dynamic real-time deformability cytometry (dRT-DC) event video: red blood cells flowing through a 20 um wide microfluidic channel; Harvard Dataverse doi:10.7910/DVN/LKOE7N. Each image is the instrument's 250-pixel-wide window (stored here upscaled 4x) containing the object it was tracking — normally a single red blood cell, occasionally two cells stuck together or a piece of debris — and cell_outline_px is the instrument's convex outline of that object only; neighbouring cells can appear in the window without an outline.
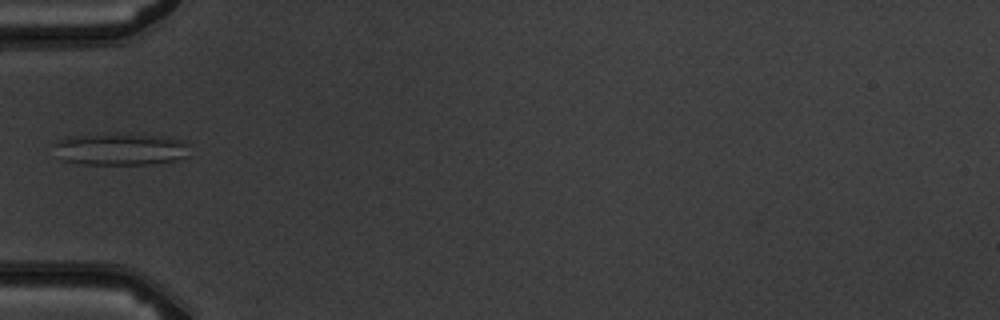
{"species": "common noctule bat (a hibernating species)", "species_latin": "Nyctalus noctula", "temperature_condition": "warm", "stored_images_in_passage": 6, "camera_frame_rate_fps": 3000, "um_per_image_px": 0.085, "animal": {"sex": "male", "body_mass_g": 19.5, "forearm_length_mm": 54.6}, "frame": {"image": 1, "passage_image": 5, "time_ms": 5.667, "image_size_px": [1000, 320], "cell_outline_px": [[188, 156], [176, 160], [148, 164], [84, 164], [64, 160], [48, 144], [56, 140], [76, 136], [112, 132], [152, 136], [188, 140]], "centroid_in_image_um": [10.2, 12.66], "position_along_channel_um": 74.8, "area_um2": 25.66}}
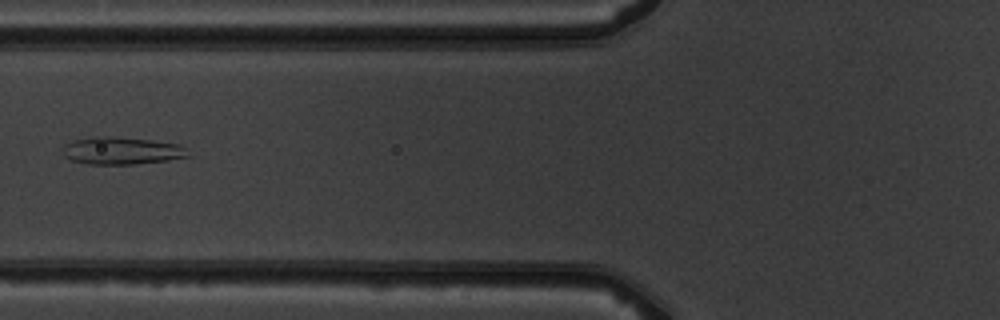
{"frame": {"image": 2, "passage_image": 6, "time_ms": 6.667, "image_size_px": [1000, 320], "cell_outline_px": [[192, 156], [168, 160], [136, 164], [88, 164], [72, 160], [64, 156], [60, 152], [64, 144], [76, 140], [96, 136], [104, 136], [152, 140], [180, 144]], "centroid_in_image_um": [10.33, 12.82], "position_along_channel_um": 115.5, "area_um2": 20.06}}